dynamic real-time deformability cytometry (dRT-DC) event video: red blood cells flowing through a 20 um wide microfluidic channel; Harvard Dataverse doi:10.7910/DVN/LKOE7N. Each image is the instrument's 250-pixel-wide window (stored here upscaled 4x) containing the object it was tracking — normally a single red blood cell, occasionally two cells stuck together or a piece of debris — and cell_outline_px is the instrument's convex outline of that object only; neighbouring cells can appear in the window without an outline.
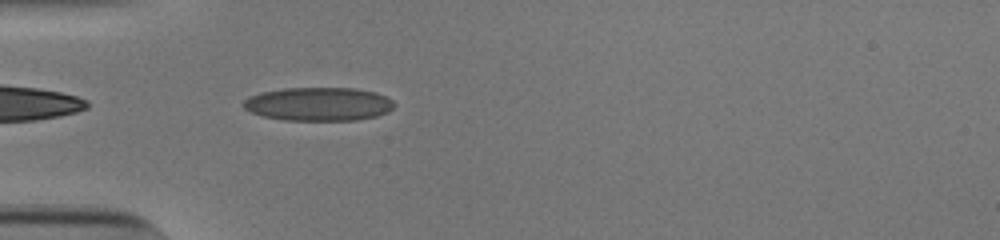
{"species": "human", "species_latin": "Homo sapiens", "temperature_condition": "cold", "stored_images_in_passage": 38, "camera_frame_rate_fps": 3000, "um_per_image_px": 0.085, "donor": {"sex": "male"}, "frame": {"image": 1, "passage_image": 2, "time_ms": 0.333, "image_size_px": [1000, 240], "cell_outline_px": [[396, 104], [388, 112], [376, 116], [356, 120], [284, 120], [264, 116], [252, 112], [244, 108], [244, 100], [248, 96], [260, 92], [284, 88], [356, 88], [376, 92], [392, 100]], "centroid_in_image_um": [27.09, 8.84], "position_along_channel_um": 57.9, "area_um2": 29.48}}
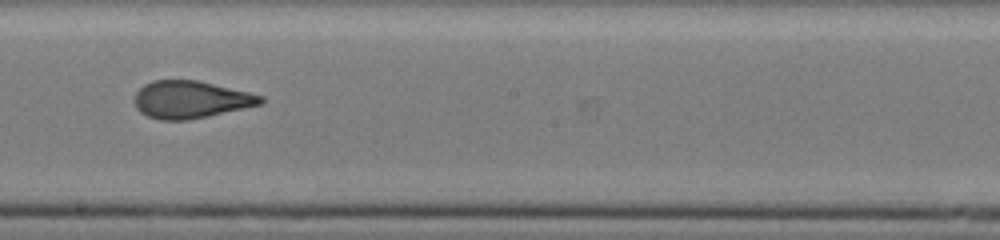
{"frame": {"image": 2, "passage_image": 16, "time_ms": 5.0, "image_size_px": [1000, 240], "cell_outline_px": [[264, 104], [208, 116], [188, 120], [160, 120], [148, 116], [140, 112], [136, 108], [132, 100], [136, 92], [144, 84], [152, 80], [196, 80], [248, 92], [264, 96]], "centroid_in_image_um": [16.19, 8.47], "position_along_channel_um": 232.0, "area_um2": 27.63}}
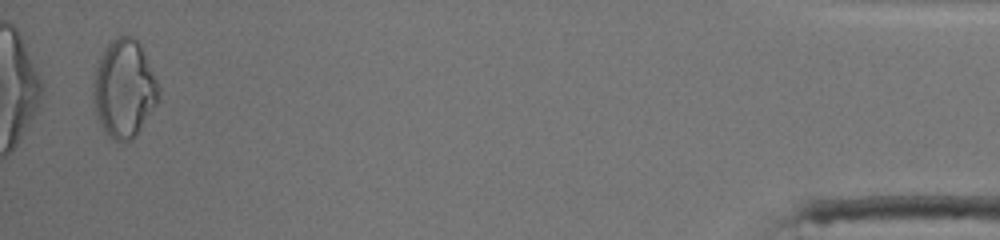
{"frame": {"image": 3, "passage_image": 37, "time_ms": 12.0, "image_size_px": [1000, 240], "cell_outline_px": [[160, 96], [156, 104], [136, 136], [132, 140], [116, 140], [108, 136], [96, 112], [92, 96], [92, 84], [96, 68], [100, 56], [108, 40], [116, 36], [132, 36], [140, 44], [144, 52], [160, 88]], "centroid_in_image_um": [10.54, 7.5], "position_along_channel_um": 424.7, "area_um2": 37.22}, "authors_computed_cell_mechanics": {"area_um2": 28.9867, "velocity_mm_per_s": 3.8722, "shape_relaxation_time_tau1_ms": 8.7936, "shape_relaxation_time_tau2_ms": 1.0186, "deformation_change_tau1": 0.2384, "deformation_change_tau2": 0.0889}}